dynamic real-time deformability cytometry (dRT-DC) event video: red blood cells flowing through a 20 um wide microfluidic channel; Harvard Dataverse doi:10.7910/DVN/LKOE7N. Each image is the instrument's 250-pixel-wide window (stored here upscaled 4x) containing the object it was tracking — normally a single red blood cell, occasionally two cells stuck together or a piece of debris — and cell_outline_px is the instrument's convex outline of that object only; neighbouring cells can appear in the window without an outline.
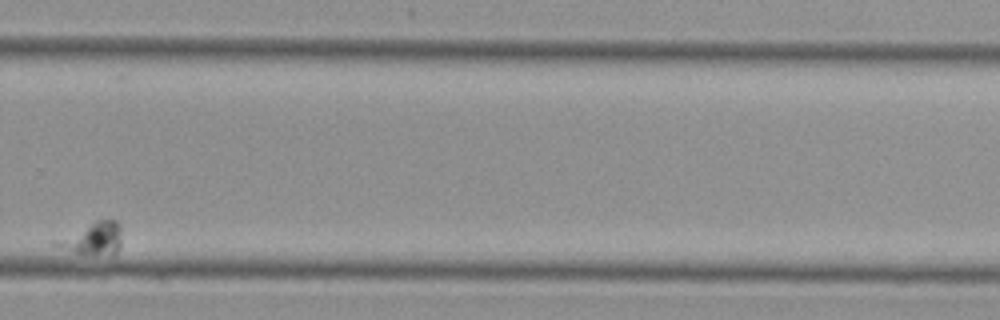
{"species": "Egyptian fruit bat (a non-hibernating species)", "species_latin": "Rousettus aegyptiacus", "temperature_condition": "cold", "stored_images_in_passage": 11, "camera_frame_rate_fps": 3000, "um_per_image_px": 0.085, "animal": {"sex": "female"}, "frame": {"image": 1, "passage_image": 10, "time_ms": 3.0, "image_size_px": [1000, 320], "cell_outline_px": [[120, 244], [116, 252], [76, 252], [52, 244], [52, 240], [96, 220], [116, 220], [120, 224]], "centroid_in_image_um": [7.85, 20.2], "position_along_channel_um": 322.0, "area_um2": 11.68}}